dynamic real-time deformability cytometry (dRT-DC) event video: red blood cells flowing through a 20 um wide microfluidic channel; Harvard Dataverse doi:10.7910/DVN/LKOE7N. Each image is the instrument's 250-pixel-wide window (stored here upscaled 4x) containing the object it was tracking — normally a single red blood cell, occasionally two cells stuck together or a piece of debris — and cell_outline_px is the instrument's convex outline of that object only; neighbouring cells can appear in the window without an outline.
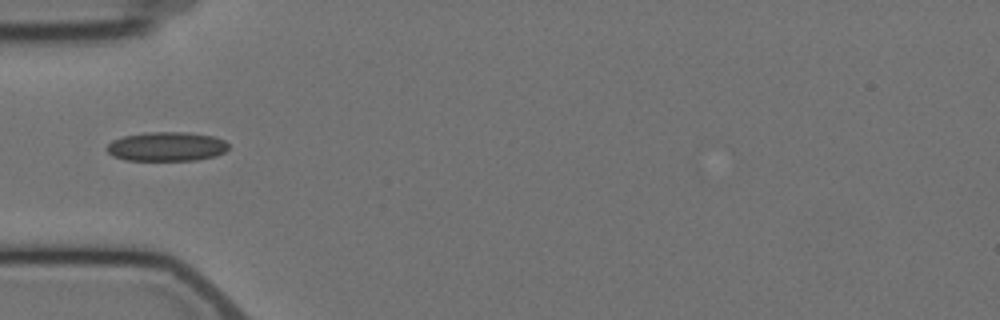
{"species": "Egyptian fruit bat (a non-hibernating species)", "species_latin": "Rousettus aegyptiacus", "temperature_condition": "cold", "stored_images_in_passage": 6, "camera_frame_rate_fps": 3000, "um_per_image_px": 0.085, "animal": {"sex": "female"}, "frame": {"image": 1, "passage_image": 5, "time_ms": 4.667, "image_size_px": [1000, 320], "cell_outline_px": [[228, 148], [224, 152], [216, 156], [196, 160], [124, 160], [112, 156], [104, 148], [112, 140], [124, 136], [148, 132], [188, 132], [212, 136], [224, 140], [228, 144]], "centroid_in_image_um": [14.14, 12.46], "position_along_channel_um": 70.9, "area_um2": 20.81}}
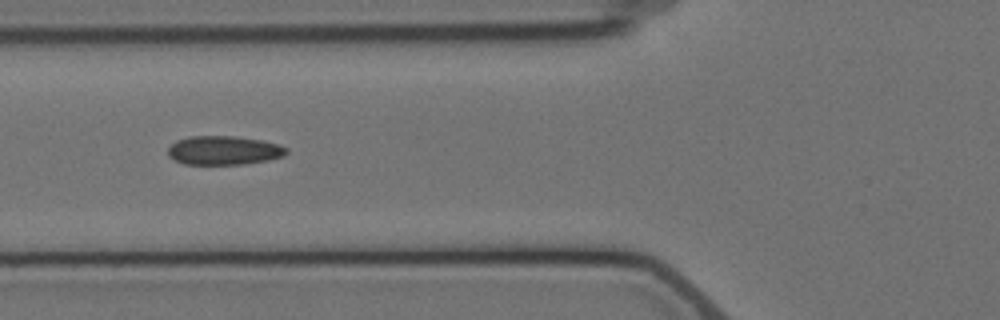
{"frame": {"image": 2, "passage_image": 6, "time_ms": 5.667, "image_size_px": [1000, 320], "cell_outline_px": [[288, 152], [284, 156], [268, 160], [244, 164], [184, 164], [168, 156], [168, 148], [176, 140], [188, 136], [232, 136], [260, 140], [276, 144], [288, 148]], "centroid_in_image_um": [19.01, 12.78], "position_along_channel_um": 106.8, "area_um2": 19.88}}